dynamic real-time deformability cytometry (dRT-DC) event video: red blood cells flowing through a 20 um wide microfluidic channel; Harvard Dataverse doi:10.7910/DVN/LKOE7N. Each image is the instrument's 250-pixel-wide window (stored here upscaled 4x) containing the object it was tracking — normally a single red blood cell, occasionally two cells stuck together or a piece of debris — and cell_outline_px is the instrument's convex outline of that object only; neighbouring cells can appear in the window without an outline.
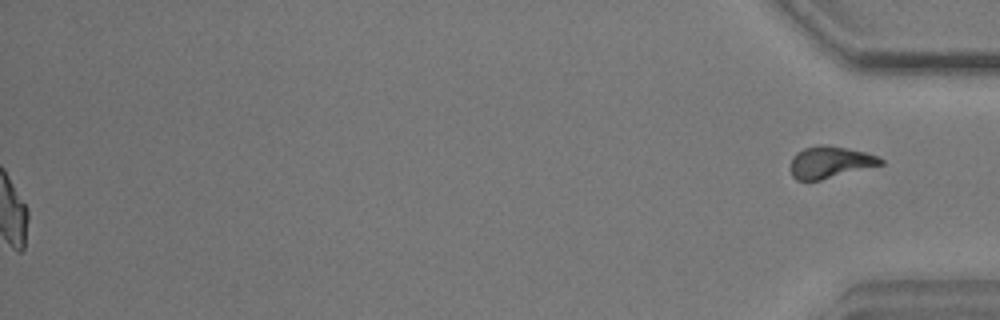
{"species": "common noctule bat (a hibernating species)", "species_latin": "Nyctalus noctula", "temperature_condition": "warm", "stored_images_in_passage": 43, "camera_frame_rate_fps": 3000, "um_per_image_px": 0.085, "animal": {"sex": "male", "body_mass_g": 17.9}, "frame": {"image": 1, "passage_image": 43, "time_ms": 14.0, "image_size_px": [1000, 320], "cell_outline_px": [[884, 164], [820, 180], [796, 180], [792, 176], [792, 156], [796, 152], [804, 148], [820, 144], [848, 148], [864, 152], [876, 156], [884, 160]], "centroid_in_image_um": [70.55, 13.78], "position_along_channel_um": 364.6, "area_um2": 16.53}, "authors_computed_cell_mechanics": {"area_um2": 17.5134, "velocity_mm_per_s": 3.5849, "shape_relaxation_time_tau1_ms": 10.4314, "shape_relaxation_time_tau2_ms": 3.0426, "deformation_change_tau1": 0.2493, "deformation_change_tau2": 0.1028}}